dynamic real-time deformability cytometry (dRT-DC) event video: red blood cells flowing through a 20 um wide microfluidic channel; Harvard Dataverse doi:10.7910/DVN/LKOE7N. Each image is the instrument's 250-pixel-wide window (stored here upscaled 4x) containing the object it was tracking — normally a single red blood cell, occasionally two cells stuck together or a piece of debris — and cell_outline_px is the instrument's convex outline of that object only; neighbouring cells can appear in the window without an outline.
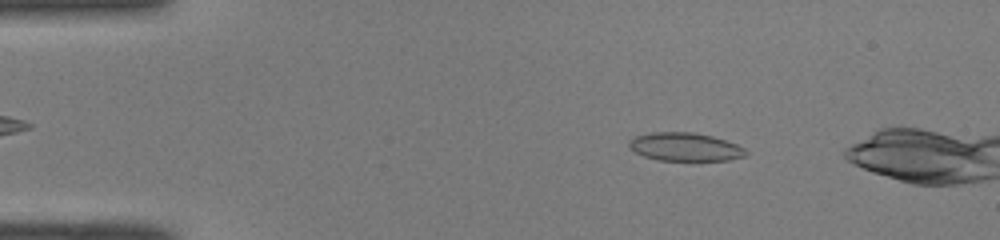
{"species": "common noctule bat (a hibernating species)", "species_latin": "Nyctalus noctula", "temperature_condition": "room temperature", "stored_images_in_passage": 49, "camera_frame_rate_fps": 3000, "um_per_image_px": 0.085, "animal": {"sex": "male", "body_mass_g": 19.0, "forearm_length_mm": 50.8}, "frame": {"image": 1, "passage_image": 8, "time_ms": 2.333, "image_size_px": [1000, 240], "cell_outline_px": [[748, 152], [744, 156], [728, 160], [656, 160], [644, 156], [628, 148], [628, 140], [636, 136], [652, 132], [692, 132], [712, 136], [736, 144], [744, 148]], "centroid_in_image_um": [58.19, 12.48], "position_along_channel_um": 26.8, "area_um2": 19.19}}
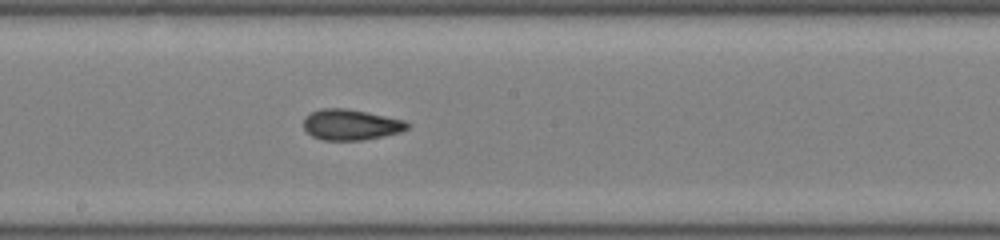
{"frame": {"image": 2, "passage_image": 27, "time_ms": 8.667, "image_size_px": [1000, 240], "cell_outline_px": [[412, 124], [408, 128], [400, 132], [364, 140], [320, 140], [312, 136], [304, 128], [304, 116], [320, 108], [344, 108], [368, 112], [404, 120]], "centroid_in_image_um": [29.82, 10.59], "position_along_channel_um": 218.4, "area_um2": 18.67}}
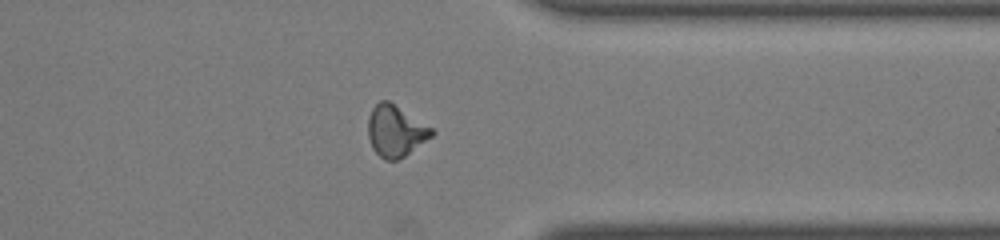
{"frame": {"image": 3, "passage_image": 39, "time_ms": 12.667, "image_size_px": [1000, 240], "cell_outline_px": [[436, 132], [432, 136], [404, 156], [396, 160], [384, 160], [372, 148], [368, 136], [368, 116], [372, 108], [380, 100], [388, 100], [432, 128]], "centroid_in_image_um": [33.6, 11.13], "position_along_channel_um": 377.8, "area_um2": 18.84}}